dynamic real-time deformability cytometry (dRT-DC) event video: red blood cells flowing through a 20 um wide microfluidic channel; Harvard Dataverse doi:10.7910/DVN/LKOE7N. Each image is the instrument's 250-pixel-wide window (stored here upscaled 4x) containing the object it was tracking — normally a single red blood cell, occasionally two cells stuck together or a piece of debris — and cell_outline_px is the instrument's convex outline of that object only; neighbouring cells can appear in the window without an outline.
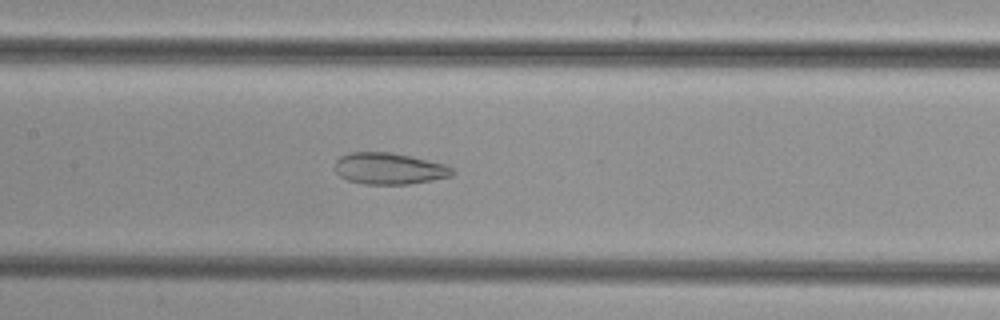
{"species": "common noctule bat (a hibernating species)", "species_latin": "Nyctalus noctula", "temperature_condition": "cold", "stored_images_in_passage": 51, "camera_frame_rate_fps": 3000, "um_per_image_px": 0.085, "animal": {"sex": "female", "body_mass_g": 29.2, "forearm_length_mm": 56.3}, "frame": {"image": 1, "passage_image": 24, "time_ms": 7.667, "image_size_px": [1000, 320], "cell_outline_px": [[452, 176], [432, 180], [408, 184], [364, 184], [348, 180], [340, 176], [336, 172], [336, 160], [340, 156], [348, 152], [388, 152], [428, 160], [444, 164], [452, 168]], "centroid_in_image_um": [33.05, 14.33], "position_along_channel_um": 174.4, "area_um2": 21.33}}
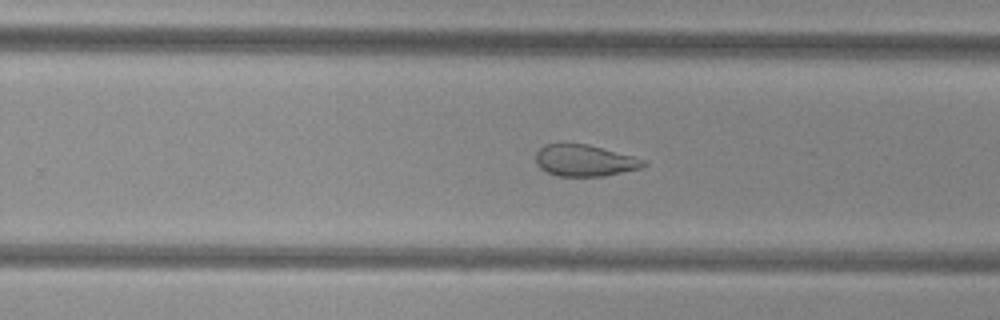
{"frame": {"image": 2, "passage_image": 32, "time_ms": 10.333, "image_size_px": [1000, 320], "cell_outline_px": [[648, 164], [640, 168], [604, 176], [556, 176], [540, 168], [536, 164], [536, 152], [544, 144], [588, 144], [648, 160]], "centroid_in_image_um": [49.71, 13.65], "position_along_channel_um": 280.1, "area_um2": 19.83}}
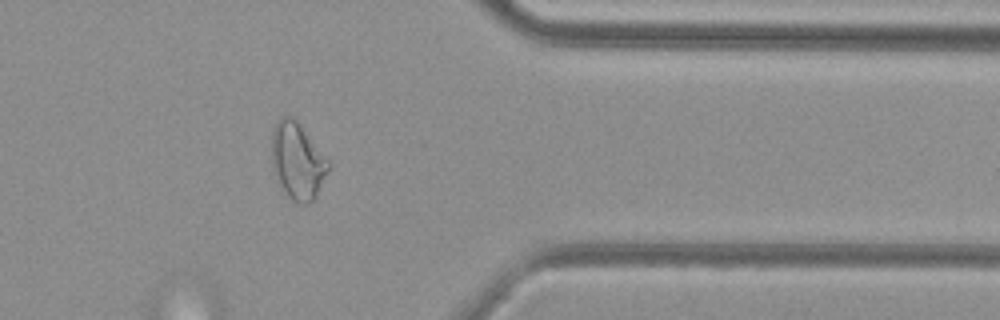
{"frame": {"image": 3, "passage_image": 41, "time_ms": 13.333, "image_size_px": [1000, 320], "cell_outline_px": [[332, 164], [316, 196], [308, 204], [296, 204], [288, 196], [280, 184], [272, 168], [272, 128], [284, 116], [292, 116], [296, 120]], "centroid_in_image_um": [25.3, 13.71], "position_along_channel_um": 386.1, "area_um2": 25.14}}